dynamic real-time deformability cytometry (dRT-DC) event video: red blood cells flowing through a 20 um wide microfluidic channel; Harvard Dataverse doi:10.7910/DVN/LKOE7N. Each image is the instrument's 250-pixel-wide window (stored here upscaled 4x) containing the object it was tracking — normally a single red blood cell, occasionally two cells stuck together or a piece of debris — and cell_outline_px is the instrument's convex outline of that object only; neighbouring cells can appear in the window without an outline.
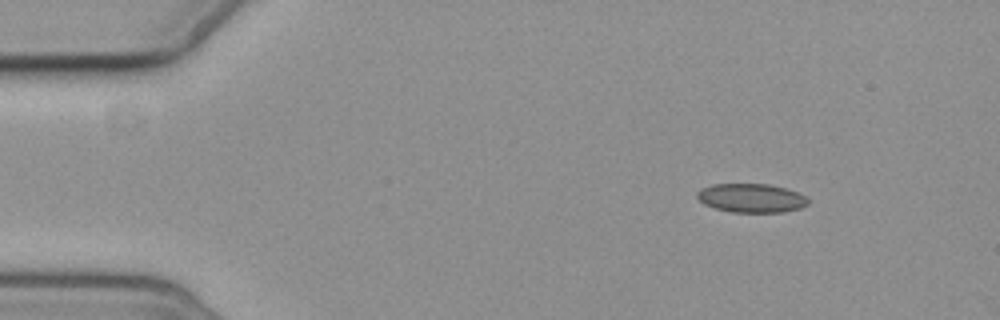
{"species": "common noctule bat (a hibernating species)", "species_latin": "Nyctalus noctula", "temperature_condition": "cold", "stored_images_in_passage": 4, "camera_frame_rate_fps": 3000, "um_per_image_px": 0.085, "animal": {"sex": "female", "body_mass_g": 19.3, "forearm_length_mm": 54.1}, "frame": {"image": 1, "passage_image": 1, "time_ms": 0.0, "image_size_px": [1000, 320], "cell_outline_px": [[808, 204], [800, 208], [784, 212], [732, 212], [716, 208], [704, 204], [696, 196], [696, 192], [700, 188], [712, 184], [768, 184], [784, 188], [796, 192], [804, 196], [808, 200]], "centroid_in_image_um": [63.83, 16.83], "position_along_channel_um": 21.2, "area_um2": 18.55}}